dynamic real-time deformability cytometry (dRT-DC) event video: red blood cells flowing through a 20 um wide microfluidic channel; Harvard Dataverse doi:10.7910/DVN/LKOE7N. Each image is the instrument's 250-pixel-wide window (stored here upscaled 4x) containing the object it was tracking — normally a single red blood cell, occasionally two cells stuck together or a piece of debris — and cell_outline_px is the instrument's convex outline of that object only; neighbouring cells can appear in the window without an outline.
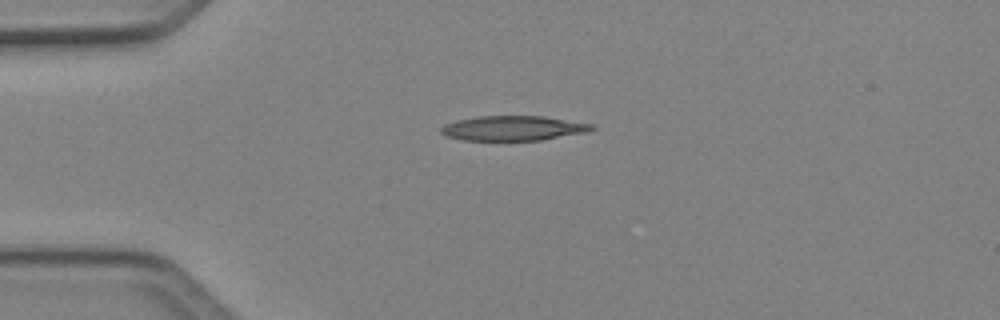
{"species": "Egyptian fruit bat (a non-hibernating species)", "species_latin": "Rousettus aegyptiacus", "temperature_condition": "cold", "stored_images_in_passage": 3, "camera_frame_rate_fps": 3000, "um_per_image_px": 0.085, "animal": {"sex": "female"}, "frame": {"image": 1, "passage_image": 1, "time_ms": 0.0, "image_size_px": [1000, 320], "cell_outline_px": [[596, 128], [588, 132], [540, 140], [464, 140], [448, 136], [440, 132], [440, 128], [444, 124], [456, 120], [476, 116], [544, 116], [596, 124]], "centroid_in_image_um": [43.66, 10.88], "position_along_channel_um": 41.3, "area_um2": 21.91}}
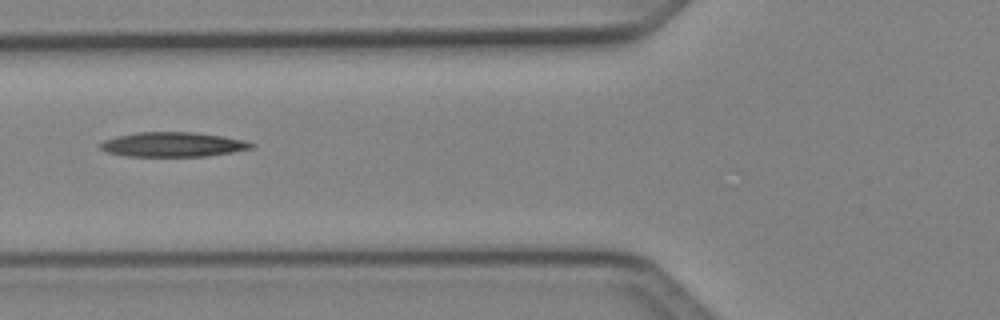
{"frame": {"image": 2, "passage_image": 3, "time_ms": 0.667, "image_size_px": [1000, 320], "cell_outline_px": [[256, 148], [232, 152], [204, 156], [128, 156], [108, 152], [100, 148], [100, 144], [104, 140], [116, 136], [136, 132], [196, 132], [224, 136], [244, 140], [256, 144]], "centroid_in_image_um": [14.75, 12.27], "position_along_channel_um": 111.1, "area_um2": 21.73}}